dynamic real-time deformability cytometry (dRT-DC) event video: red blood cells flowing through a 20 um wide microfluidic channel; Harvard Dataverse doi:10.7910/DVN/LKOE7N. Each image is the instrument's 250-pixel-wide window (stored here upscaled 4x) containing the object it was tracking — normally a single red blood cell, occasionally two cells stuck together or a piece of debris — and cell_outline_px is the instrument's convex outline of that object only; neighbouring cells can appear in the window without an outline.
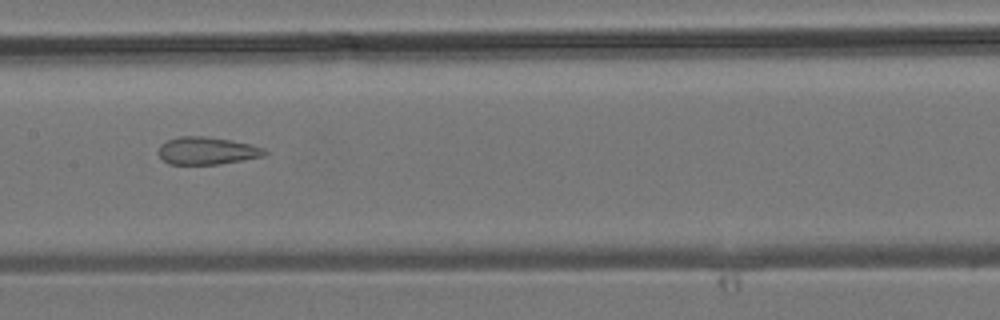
{"species": "common noctule bat (a hibernating species)", "species_latin": "Nyctalus noctula", "temperature_condition": "room temperature", "stored_images_in_passage": 42, "segment_of_instrument_passage": [2, 2], "camera_frame_rate_fps": 3000, "um_per_image_px": 0.085, "animal": {"sex": "male", "body_mass_g": 19.2, "forearm_length_mm": 51.8}, "frame": {"image": 1, "passage_image": 21, "time_ms": 6.667, "image_size_px": [1000, 320], "cell_outline_px": [[268, 152], [264, 156], [244, 160], [220, 164], [168, 164], [160, 156], [160, 144], [168, 140], [180, 136], [204, 136], [252, 144], [264, 148]], "centroid_in_image_um": [17.63, 12.82], "position_along_channel_um": 189.8, "area_um2": 16.94}}
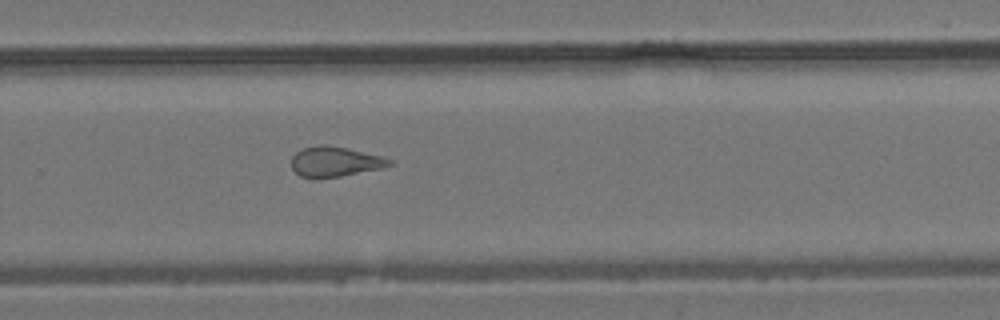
{"frame": {"image": 2, "passage_image": 28, "time_ms": 9.0, "image_size_px": [1000, 320], "cell_outline_px": [[396, 164], [380, 168], [340, 176], [300, 176], [292, 168], [292, 156], [296, 152], [304, 148], [320, 144], [328, 144], [348, 148], [396, 160]], "centroid_in_image_um": [28.53, 13.7], "position_along_channel_um": 301.3, "area_um2": 16.88}}
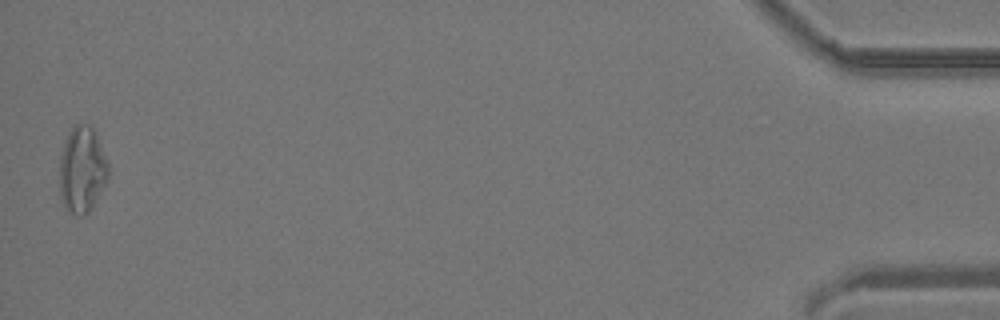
{"frame": {"image": 3, "passage_image": 42, "time_ms": 13.667, "image_size_px": [1000, 320], "cell_outline_px": [[108, 180], [88, 212], [84, 216], [76, 216], [64, 204], [60, 196], [60, 156], [68, 132], [76, 124], [92, 124], [96, 132], [108, 164]], "centroid_in_image_um": [6.99, 14.39], "position_along_channel_um": 428.2, "area_um2": 24.39}}